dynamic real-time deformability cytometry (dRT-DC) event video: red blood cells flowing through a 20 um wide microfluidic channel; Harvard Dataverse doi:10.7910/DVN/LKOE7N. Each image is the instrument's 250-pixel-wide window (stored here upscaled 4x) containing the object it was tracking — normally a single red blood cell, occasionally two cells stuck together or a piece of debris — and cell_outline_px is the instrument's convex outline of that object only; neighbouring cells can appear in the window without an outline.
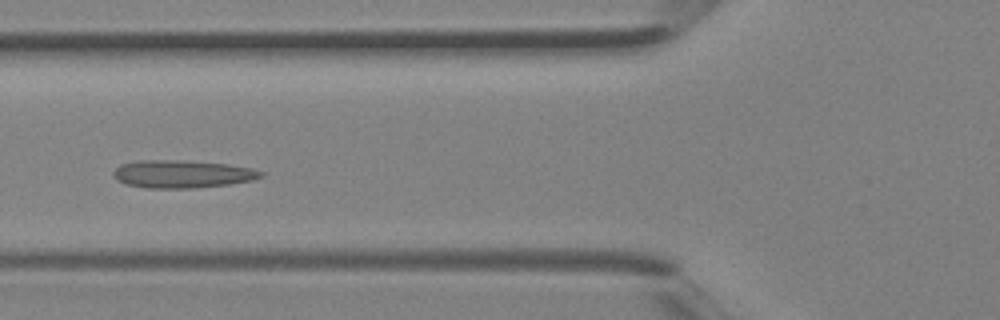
{"species": "Egyptian fruit bat (a non-hibernating species)", "species_latin": "Rousettus aegyptiacus", "temperature_condition": "room temperature", "stored_images_in_passage": 38, "camera_frame_rate_fps": 3000, "um_per_image_px": 0.085, "animal": {"sex": "female"}, "frame": {"image": 1, "passage_image": 12, "time_ms": 3.667, "image_size_px": [1000, 320], "cell_outline_px": [[264, 176], [252, 180], [228, 184], [196, 188], [148, 188], [128, 184], [116, 180], [112, 176], [112, 172], [120, 164], [136, 160], [176, 160], [228, 164], [252, 168], [264, 172]], "centroid_in_image_um": [15.47, 14.79], "position_along_channel_um": 110.3, "area_um2": 23.93}}
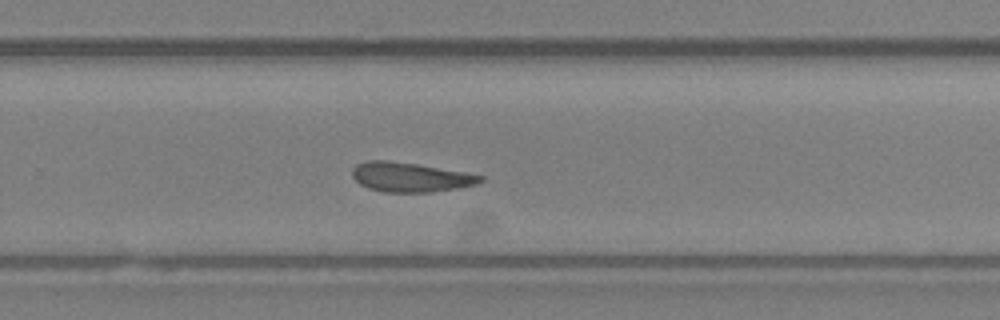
{"frame": {"image": 2, "passage_image": 23, "time_ms": 7.333, "image_size_px": [1000, 320], "cell_outline_px": [[484, 180], [476, 184], [456, 188], [432, 192], [384, 192], [368, 188], [360, 184], [352, 176], [352, 168], [356, 164], [368, 160], [388, 160], [416, 164], [468, 172], [484, 176]], "centroid_in_image_um": [34.87, 15.05], "position_along_channel_um": 294.9, "area_um2": 22.08}}
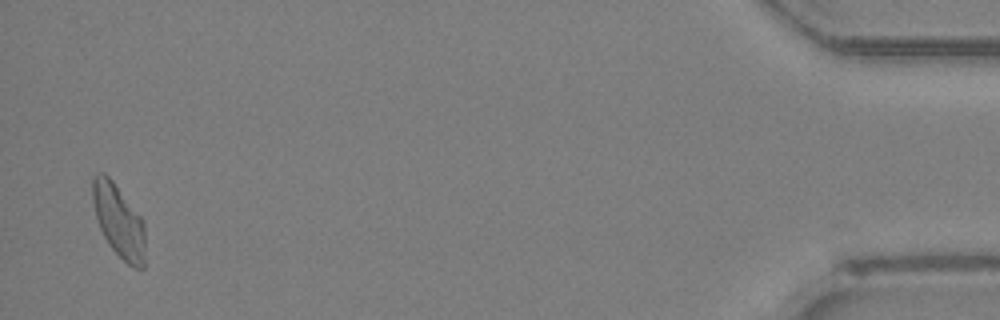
{"frame": {"image": 3, "passage_image": 36, "time_ms": 11.667, "image_size_px": [1000, 320], "cell_outline_px": [[144, 268], [132, 268], [108, 244], [100, 228], [96, 216], [92, 200], [92, 176], [96, 172], [104, 172], [112, 180], [144, 220]], "centroid_in_image_um": [10.08, 18.75], "position_along_channel_um": 425.1, "area_um2": 22.31}}